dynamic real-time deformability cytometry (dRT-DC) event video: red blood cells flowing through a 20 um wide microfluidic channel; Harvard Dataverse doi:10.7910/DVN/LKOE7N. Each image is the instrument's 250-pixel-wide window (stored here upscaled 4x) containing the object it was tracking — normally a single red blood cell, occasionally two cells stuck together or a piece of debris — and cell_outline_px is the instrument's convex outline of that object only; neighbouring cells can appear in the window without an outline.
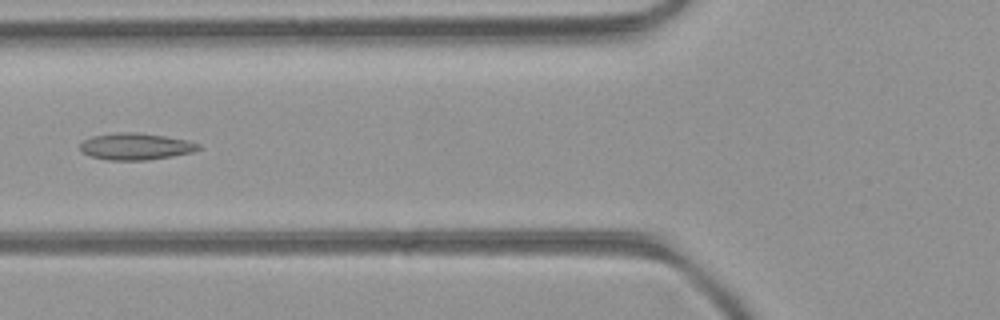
{"species": "common noctule bat (a hibernating species)", "species_latin": "Nyctalus noctula", "temperature_condition": "room temperature", "stored_images_in_passage": 42, "camera_frame_rate_fps": 3000, "um_per_image_px": 0.085, "animal": {"sex": "female", "body_mass_g": 21.9}, "frame": {"image": 1, "passage_image": 13, "time_ms": 4.0, "image_size_px": [1000, 320], "cell_outline_px": [[200, 148], [192, 152], [172, 156], [148, 160], [108, 160], [92, 156], [80, 152], [80, 144], [84, 140], [92, 136], [116, 132], [136, 132], [164, 136], [188, 140], [200, 144]], "centroid_in_image_um": [11.52, 12.44], "position_along_channel_um": 114.3, "area_um2": 18.44}}
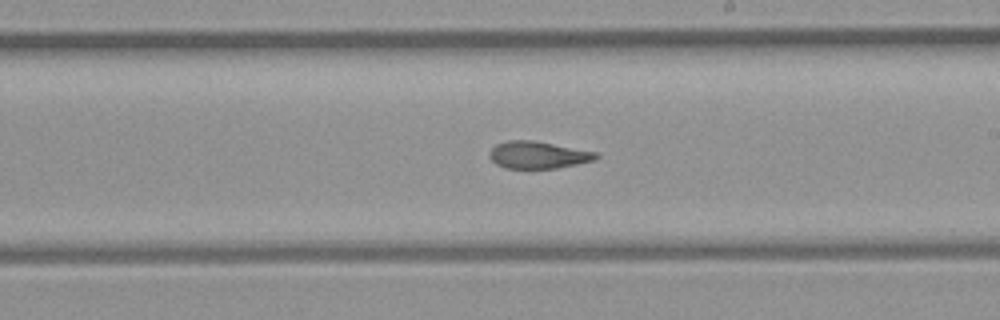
{"frame": {"image": 2, "passage_image": 22, "time_ms": 7.0, "image_size_px": [1000, 320], "cell_outline_px": [[600, 156], [596, 160], [556, 168], [504, 168], [496, 164], [488, 156], [488, 152], [496, 144], [508, 140], [532, 140], [596, 152]], "centroid_in_image_um": [45.71, 13.17], "position_along_channel_um": 243.3, "area_um2": 16.82}}
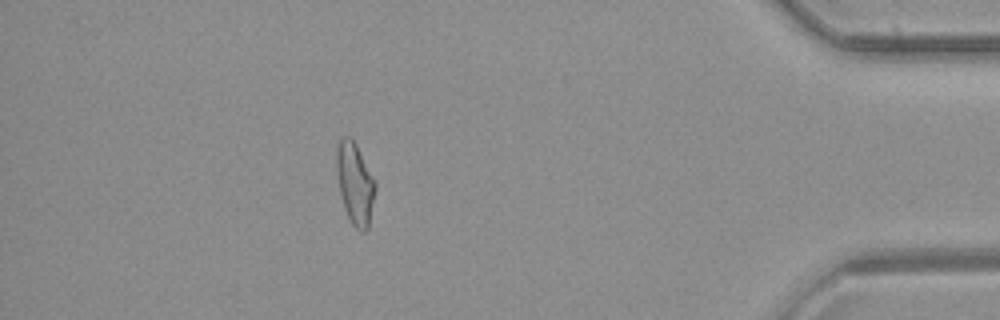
{"frame": {"image": 3, "passage_image": 37, "time_ms": 12.0, "image_size_px": [1000, 320], "cell_outline_px": [[376, 188], [368, 228], [364, 232], [360, 232], [352, 224], [344, 208], [340, 192], [336, 172], [336, 152], [340, 140], [344, 136], [348, 136], [356, 144], [376, 180]], "centroid_in_image_um": [30.19, 15.6], "position_along_channel_um": 405.0, "area_um2": 18.44}, "authors_computed_cell_mechanics": {"area_um2": 18.207, "velocity_mm_per_s": 4.2797, "shape_relaxation_time_tau1_ms": null, "shape_relaxation_time_tau2_ms": 3.2709, "deformation_change_tau1": null, "deformation_change_tau2": 0.1177}}